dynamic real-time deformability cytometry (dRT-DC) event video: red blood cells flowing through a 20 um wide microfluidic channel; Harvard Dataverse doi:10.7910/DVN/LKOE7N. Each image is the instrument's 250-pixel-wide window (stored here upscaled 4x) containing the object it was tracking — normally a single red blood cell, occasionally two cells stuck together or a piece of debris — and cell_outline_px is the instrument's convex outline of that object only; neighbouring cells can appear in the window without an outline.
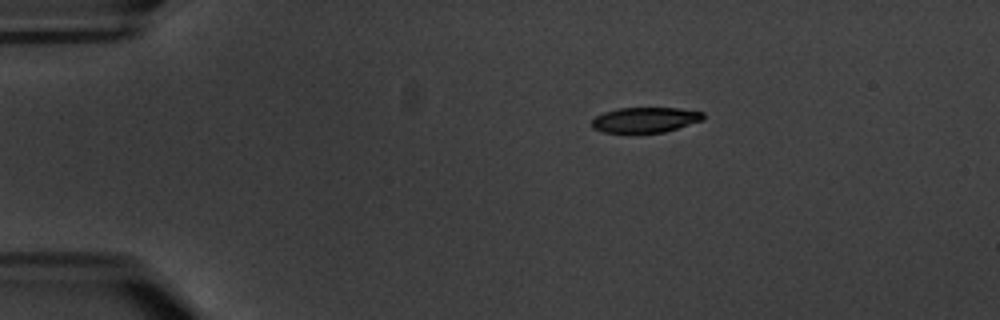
{"species": "common noctule bat (a hibernating species)", "species_latin": "Nyctalus noctula", "temperature_condition": "warm", "stored_images_in_passage": 3, "camera_frame_rate_fps": 3000, "um_per_image_px": 0.085, "animal": {"sex": "male", "body_mass_g": 20.1, "forearm_length_mm": 53.5}, "frame": {"image": 1, "passage_image": 1, "time_ms": 0.0, "image_size_px": [1000, 320], "cell_outline_px": [[704, 120], [664, 132], [604, 132], [592, 128], [592, 120], [596, 116], [604, 112], [620, 108], [680, 108], [704, 112]], "centroid_in_image_um": [54.87, 10.18], "position_along_channel_um": 30.1, "area_um2": 16.3}}